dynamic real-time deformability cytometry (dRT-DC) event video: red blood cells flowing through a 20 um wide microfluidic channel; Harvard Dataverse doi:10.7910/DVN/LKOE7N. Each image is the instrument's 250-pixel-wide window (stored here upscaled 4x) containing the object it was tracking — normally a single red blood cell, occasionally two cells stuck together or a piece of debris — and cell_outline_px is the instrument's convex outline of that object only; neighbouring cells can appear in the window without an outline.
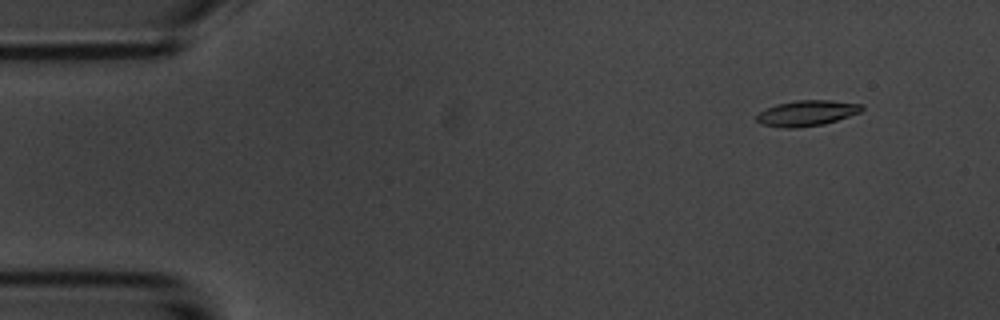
{"species": "common noctule bat (a hibernating species)", "species_latin": "Nyctalus noctula", "temperature_condition": "room temperature", "stored_images_in_passage": 54, "camera_frame_rate_fps": 3000, "um_per_image_px": 0.085, "animal": {"sex": "male", "body_mass_g": 20.1, "forearm_length_mm": 53.5}, "frame": {"image": 1, "passage_image": 5, "time_ms": 1.333, "image_size_px": [1000, 320], "cell_outline_px": [[864, 108], [860, 112], [824, 124], [796, 128], [784, 128], [760, 124], [756, 120], [756, 116], [764, 108], [776, 104], [796, 100], [832, 100], [864, 104]], "centroid_in_image_um": [68.56, 9.61], "position_along_channel_um": 16.4, "area_um2": 15.84}}
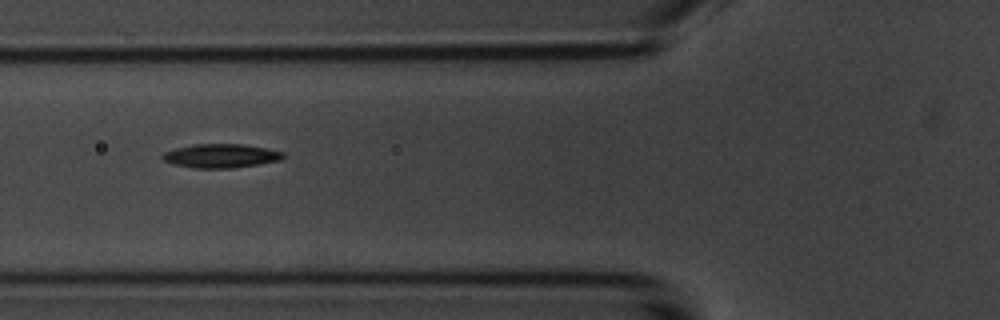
{"frame": {"image": 2, "passage_image": 20, "time_ms": 6.333, "image_size_px": [1000, 320], "cell_outline_px": [[284, 156], [280, 160], [232, 168], [192, 168], [172, 164], [164, 160], [160, 156], [164, 152], [176, 148], [192, 144], [244, 144], [268, 148], [284, 152]], "centroid_in_image_um": [18.75, 13.24], "position_along_channel_um": 107.1, "area_um2": 16.82}}
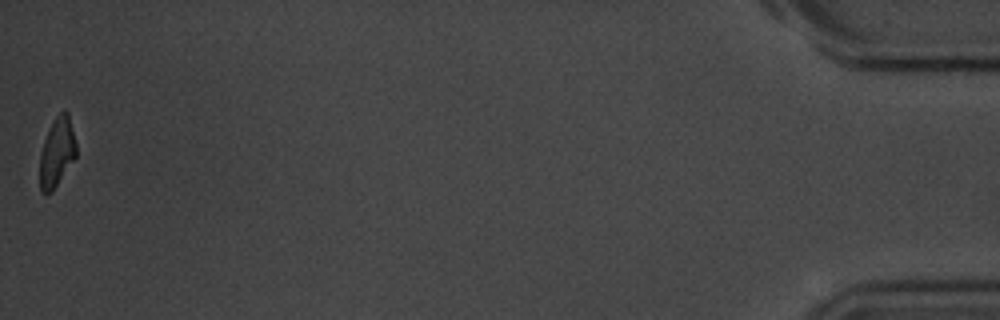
{"frame": {"image": 3, "passage_image": 54, "time_ms": 17.667, "image_size_px": [1000, 320], "cell_outline_px": [[76, 156], [52, 192], [40, 192], [40, 156], [44, 140], [52, 120], [60, 112], [68, 112], [76, 144]], "centroid_in_image_um": [4.83, 12.93], "position_along_channel_um": 430.4, "area_um2": 14.45}, "authors_computed_cell_mechanics": {"area_um2": 16.0106, "velocity_mm_per_s": 3.7088, "shape_relaxation_time_tau1_ms": 2.4803, "shape_relaxation_time_tau2_ms": 4.5907, "deformation_change_tau1": 0.145, "deformation_change_tau2": 0.1069}}